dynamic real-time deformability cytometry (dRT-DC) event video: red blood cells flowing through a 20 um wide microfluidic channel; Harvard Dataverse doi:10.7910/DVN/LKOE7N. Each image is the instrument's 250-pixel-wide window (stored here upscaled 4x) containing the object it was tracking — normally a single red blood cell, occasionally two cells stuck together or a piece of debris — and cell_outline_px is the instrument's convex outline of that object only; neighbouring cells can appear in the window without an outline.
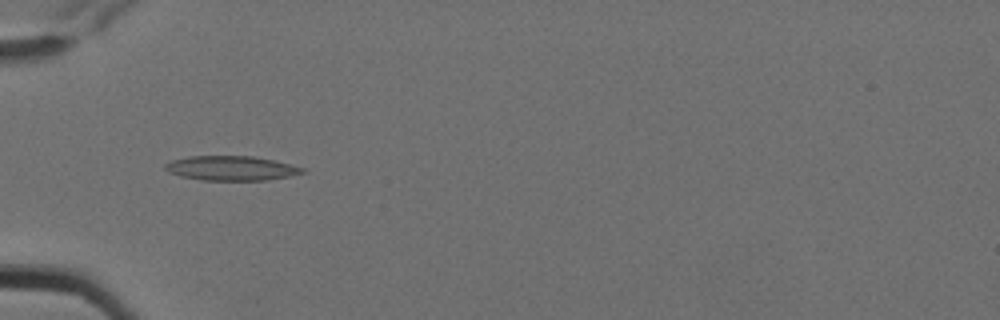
{"species": "Egyptian fruit bat (a non-hibernating species)", "species_latin": "Rousettus aegyptiacus", "temperature_condition": "cold", "stored_images_in_passage": 2, "camera_frame_rate_fps": 3000, "um_per_image_px": 0.085, "animal": {"sex": "female"}, "frame": {"image": 1, "passage_image": 2, "time_ms": 0.333, "image_size_px": [1000, 320], "cell_outline_px": [[308, 172], [268, 180], [200, 180], [180, 176], [168, 172], [164, 168], [164, 164], [172, 160], [188, 156], [252, 156], [272, 160], [304, 168]], "centroid_in_image_um": [19.62, 14.3], "position_along_channel_um": 65.4, "area_um2": 19.59}}